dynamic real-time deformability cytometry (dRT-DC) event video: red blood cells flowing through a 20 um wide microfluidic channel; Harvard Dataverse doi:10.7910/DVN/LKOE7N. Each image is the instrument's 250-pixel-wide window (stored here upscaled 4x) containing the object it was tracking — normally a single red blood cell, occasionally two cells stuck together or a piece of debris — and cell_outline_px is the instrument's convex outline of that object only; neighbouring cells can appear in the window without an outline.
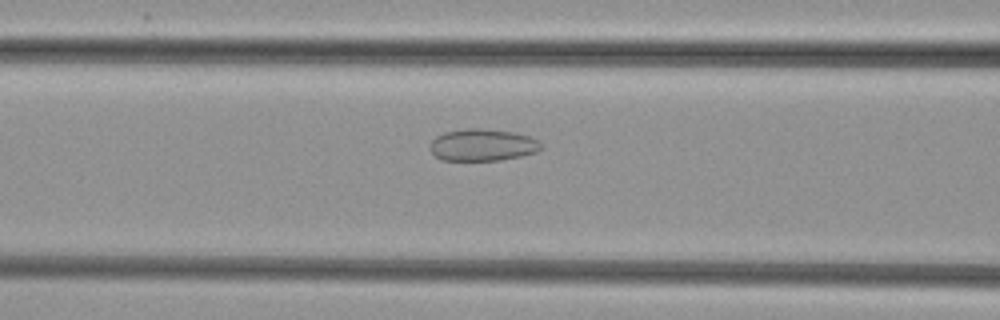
{"species": "common noctule bat (a hibernating species)", "species_latin": "Nyctalus noctula", "temperature_condition": "cold", "stored_images_in_passage": 31, "camera_frame_rate_fps": 3000, "um_per_image_px": 0.085, "animal": {"sex": "female", "body_mass_g": 29.2, "forearm_length_mm": 56.3}, "frame": {"image": 1, "passage_image": 6, "time_ms": 1.667, "image_size_px": [1000, 320], "cell_outline_px": [[544, 148], [536, 152], [520, 156], [500, 160], [440, 160], [428, 148], [432, 140], [436, 136], [444, 132], [468, 128], [484, 128], [516, 132], [540, 140]], "centroid_in_image_um": [41.03, 12.31], "position_along_channel_um": 125.6, "area_um2": 20.98}}
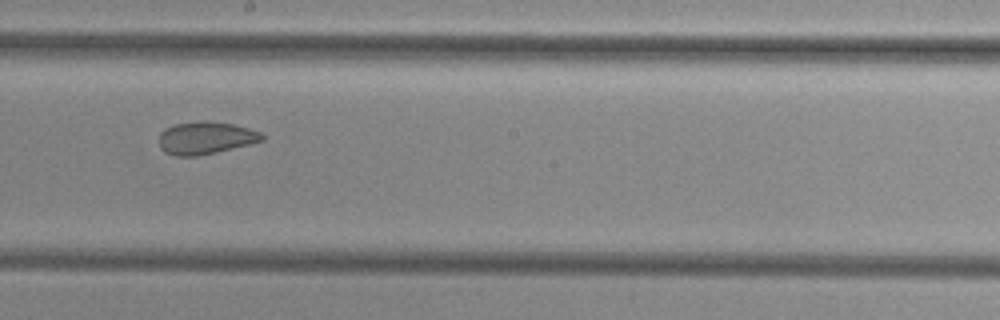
{"frame": {"image": 2, "passage_image": 14, "time_ms": 4.333, "image_size_px": [1000, 320], "cell_outline_px": [[264, 140], [216, 152], [196, 156], [176, 156], [164, 152], [160, 148], [160, 132], [164, 128], [176, 124], [204, 120], [208, 120], [232, 124], [248, 128], [260, 132], [264, 136]], "centroid_in_image_um": [17.45, 11.72], "position_along_channel_um": 230.8, "area_um2": 19.42}}
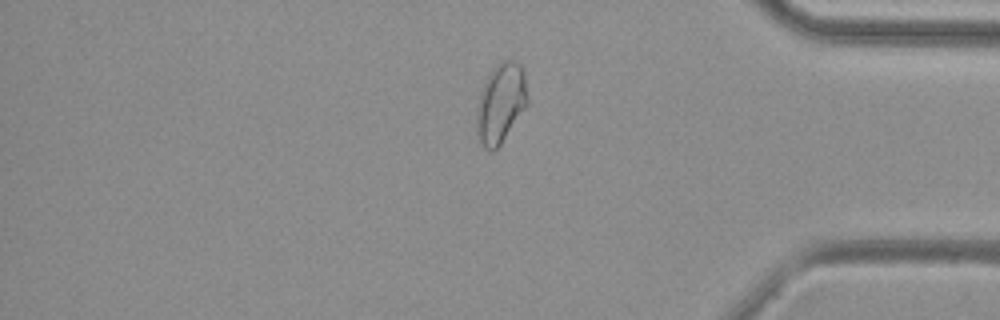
{"frame": {"image": 3, "passage_image": 28, "time_ms": 9.0, "image_size_px": [1000, 320], "cell_outline_px": [[528, 104], [500, 144], [492, 152], [484, 148], [480, 144], [476, 132], [476, 108], [480, 92], [492, 68], [500, 60], [512, 56], [520, 64], [524, 72], [528, 96]], "centroid_in_image_um": [42.56, 8.72], "position_along_channel_um": 392.6, "area_um2": 24.1}}